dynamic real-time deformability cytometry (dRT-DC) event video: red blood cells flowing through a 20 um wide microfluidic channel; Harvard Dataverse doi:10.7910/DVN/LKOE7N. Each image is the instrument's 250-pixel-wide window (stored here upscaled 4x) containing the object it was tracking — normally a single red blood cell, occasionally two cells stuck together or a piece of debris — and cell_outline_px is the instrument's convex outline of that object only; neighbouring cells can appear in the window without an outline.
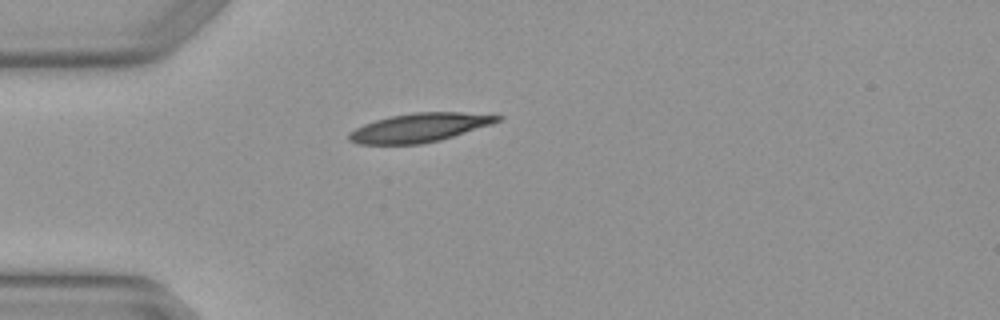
{"species": "Egyptian fruit bat (a non-hibernating species)", "species_latin": "Rousettus aegyptiacus", "temperature_condition": "warm", "stored_images_in_passage": 1, "camera_frame_rate_fps": 3000, "um_per_image_px": 0.085, "animal": {"sex": "female"}, "frame": {"image": 1, "passage_image": 1, "time_ms": 0.0, "image_size_px": [1000, 320], "cell_outline_px": [[504, 116], [500, 120], [492, 124], [440, 140], [420, 144], [360, 144], [348, 140], [348, 132], [364, 124], [376, 120], [392, 116], [412, 112], [460, 112]], "centroid_in_image_um": [35.64, 10.85], "position_along_channel_um": 49.4, "area_um2": 24.74}}